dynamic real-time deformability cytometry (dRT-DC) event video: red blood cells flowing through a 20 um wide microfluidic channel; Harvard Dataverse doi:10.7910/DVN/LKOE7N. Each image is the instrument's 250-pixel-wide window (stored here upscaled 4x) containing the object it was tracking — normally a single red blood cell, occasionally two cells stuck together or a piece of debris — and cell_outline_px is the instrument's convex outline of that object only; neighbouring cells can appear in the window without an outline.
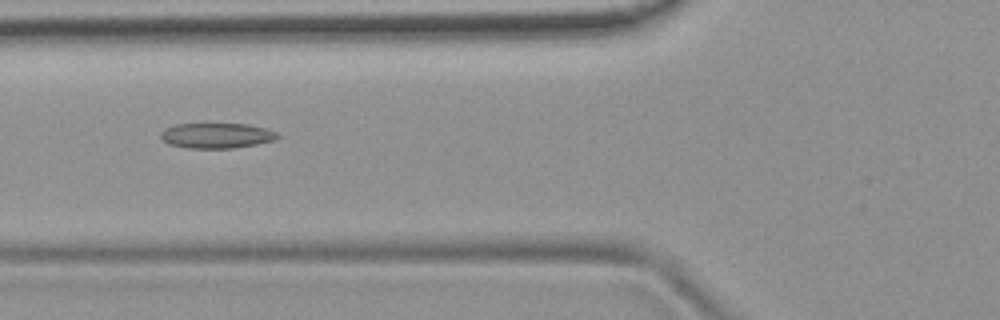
{"species": "common noctule bat (a hibernating species)", "species_latin": "Nyctalus noctula", "temperature_condition": "room temperature", "stored_images_in_passage": 38, "camera_frame_rate_fps": 3000, "um_per_image_px": 0.085, "animal": {"sex": "female", "body_mass_g": 19.9}, "frame": {"image": 1, "passage_image": 20, "time_ms": 6.333, "image_size_px": [1000, 320], "cell_outline_px": [[280, 136], [276, 140], [256, 144], [232, 148], [188, 148], [168, 144], [160, 136], [160, 132], [164, 128], [172, 124], [248, 124], [264, 128], [276, 132]], "centroid_in_image_um": [18.38, 11.52], "position_along_channel_um": 107.4, "area_um2": 17.22}}
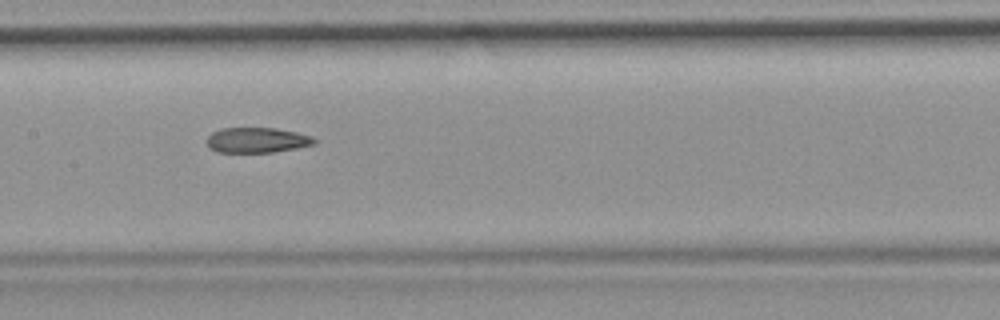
{"frame": {"image": 2, "passage_image": 26, "time_ms": 8.333, "image_size_px": [1000, 320], "cell_outline_px": [[316, 144], [296, 148], [272, 152], [216, 152], [208, 148], [208, 136], [212, 132], [220, 128], [276, 128], [296, 132], [312, 136], [316, 140]], "centroid_in_image_um": [21.84, 11.91], "position_along_channel_um": 185.6, "area_um2": 15.84}}
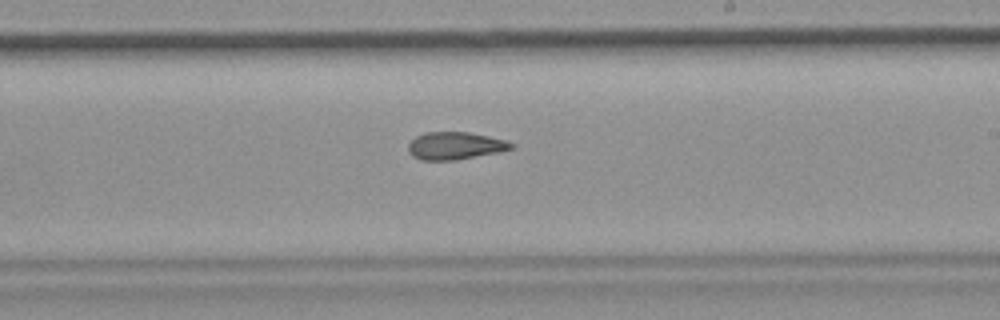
{"frame": {"image": 3, "passage_image": 31, "time_ms": 10.0, "image_size_px": [1000, 320], "cell_outline_px": [[516, 144], [512, 148], [500, 152], [456, 160], [420, 160], [412, 156], [408, 152], [408, 144], [416, 136], [424, 132], [468, 132], [508, 140]], "centroid_in_image_um": [38.69, 12.39], "position_along_channel_um": 250.3, "area_um2": 16.7}}